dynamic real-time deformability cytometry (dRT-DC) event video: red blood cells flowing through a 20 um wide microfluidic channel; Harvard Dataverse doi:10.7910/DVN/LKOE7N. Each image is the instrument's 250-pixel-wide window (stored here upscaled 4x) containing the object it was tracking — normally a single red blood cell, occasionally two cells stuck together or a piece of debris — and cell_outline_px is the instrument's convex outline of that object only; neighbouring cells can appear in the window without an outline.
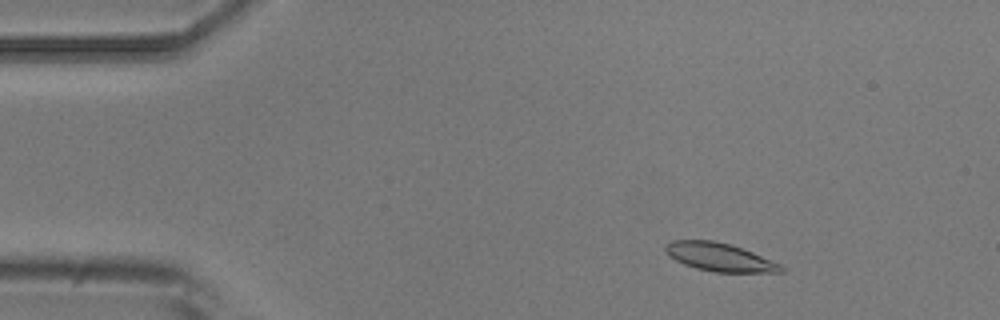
{"species": "common noctule bat (a hibernating species)", "species_latin": "Nyctalus noctula", "temperature_condition": "room temperature", "stored_images_in_passage": 4, "camera_frame_rate_fps": 3000, "um_per_image_px": 0.085, "animal": {"sex": "male", "body_mass_g": 20.5, "forearm_length_mm": 52.5}, "frame": {"image": 1, "passage_image": 2, "time_ms": 1.333, "image_size_px": [1000, 320], "cell_outline_px": [[784, 272], [716, 272], [696, 268], [684, 264], [668, 256], [664, 248], [664, 244], [672, 240], [712, 240], [732, 244], [752, 252], [780, 264], [784, 268]], "centroid_in_image_um": [61.12, 21.84], "position_along_channel_um": 23.9, "area_um2": 19.02}}